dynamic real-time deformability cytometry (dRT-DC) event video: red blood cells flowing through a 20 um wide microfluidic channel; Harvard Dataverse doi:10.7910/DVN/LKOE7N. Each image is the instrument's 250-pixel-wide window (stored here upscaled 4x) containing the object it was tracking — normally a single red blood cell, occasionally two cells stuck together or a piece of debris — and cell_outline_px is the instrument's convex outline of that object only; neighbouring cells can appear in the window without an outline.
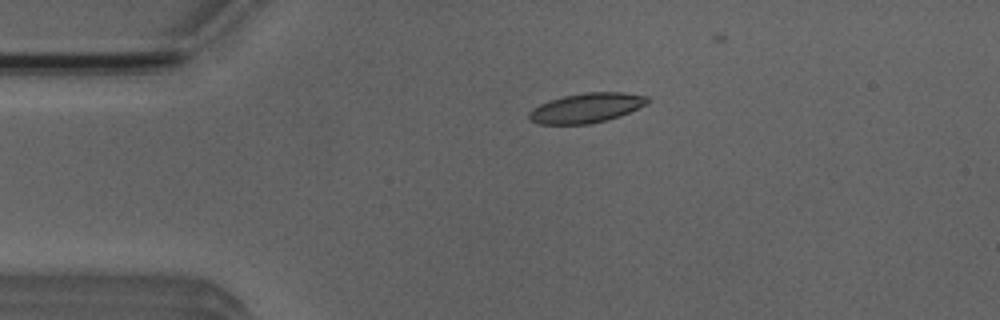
{"species": "Egyptian fruit bat (a non-hibernating species)", "species_latin": "Rousettus aegyptiacus", "temperature_condition": "room temperature", "stored_images_in_passage": 44, "camera_frame_rate_fps": 3000, "um_per_image_px": 0.085, "animal": {"sex": "male"}, "frame": {"image": 1, "passage_image": 2, "time_ms": 0.333, "image_size_px": [1000, 320], "cell_outline_px": [[652, 100], [648, 104], [620, 116], [608, 120], [588, 124], [536, 124], [528, 116], [528, 112], [532, 108], [548, 100], [564, 96], [584, 92], [624, 92], [648, 96]], "centroid_in_image_um": [49.88, 9.16], "position_along_channel_um": 35.1, "area_um2": 20.75}}
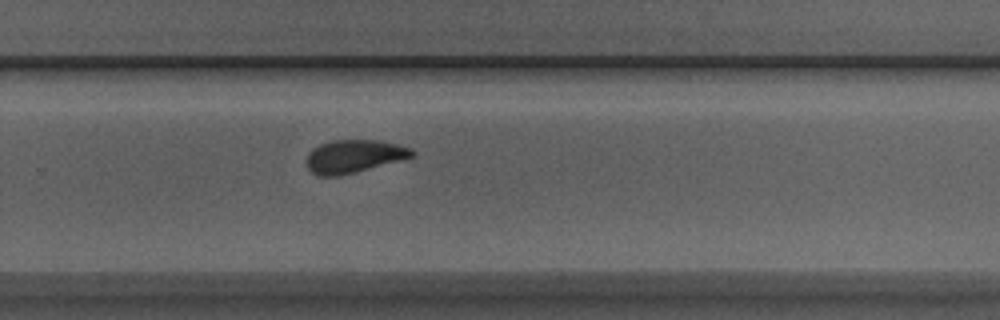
{"frame": {"image": 2, "passage_image": 25, "time_ms": 8.0, "image_size_px": [1000, 320], "cell_outline_px": [[416, 156], [340, 176], [320, 176], [312, 172], [308, 168], [304, 160], [308, 152], [312, 148], [320, 144], [332, 140], [376, 140], [400, 144], [412, 148], [416, 152]], "centroid_in_image_um": [30.08, 13.28], "position_along_channel_um": 299.7, "area_um2": 20.58}}
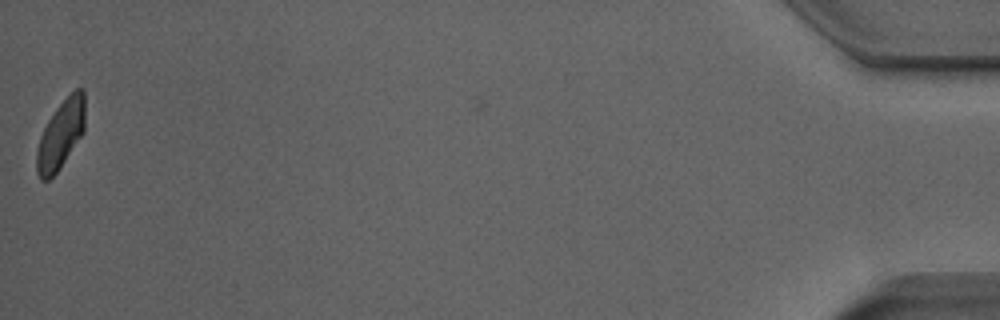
{"frame": {"image": 3, "passage_image": 43, "time_ms": 14.0, "image_size_px": [1000, 320], "cell_outline_px": [[84, 132], [60, 168], [48, 180], [40, 180], [36, 172], [36, 152], [40, 136], [48, 120], [56, 108], [76, 88], [84, 88]], "centroid_in_image_um": [5.15, 11.46], "position_along_channel_um": 430.0, "area_um2": 19.19}, "authors_computed_cell_mechanics": {"area_um2": 20.4034, "velocity_mm_per_s": 3.9121, "shape_relaxation_time_tau1_ms": 3.1528, "shape_relaxation_time_tau2_ms": 1.5532, "deformation_change_tau1": 0.1456, "deformation_change_tau2": 0.0839}}